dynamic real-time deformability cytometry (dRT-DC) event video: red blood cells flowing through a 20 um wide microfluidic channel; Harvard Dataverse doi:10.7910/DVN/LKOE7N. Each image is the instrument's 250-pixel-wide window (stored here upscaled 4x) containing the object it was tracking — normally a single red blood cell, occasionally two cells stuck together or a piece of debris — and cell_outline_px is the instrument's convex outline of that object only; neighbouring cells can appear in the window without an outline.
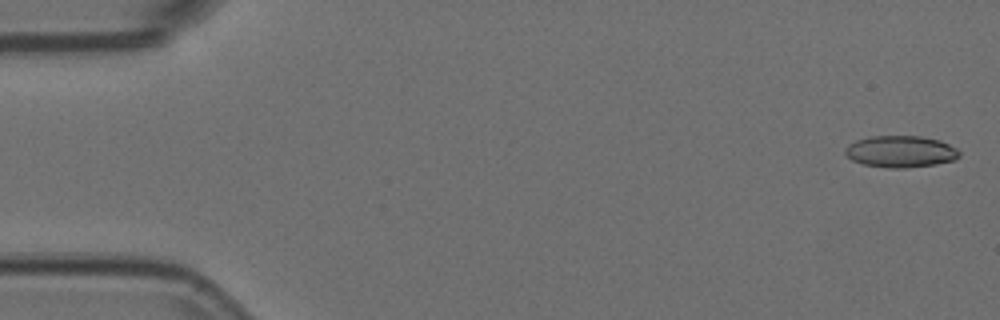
{"species": "Egyptian fruit bat (a non-hibernating species)", "species_latin": "Rousettus aegyptiacus", "temperature_condition": "room temperature", "stored_images_in_passage": 4, "camera_frame_rate_fps": 3000, "um_per_image_px": 0.085, "animal": {"sex": "female"}, "frame": {"image": 1, "passage_image": 1, "time_ms": 0.0, "image_size_px": [1000, 320], "cell_outline_px": [[960, 156], [956, 160], [936, 164], [904, 168], [888, 168], [864, 164], [852, 160], [844, 152], [844, 148], [848, 144], [856, 140], [868, 136], [920, 136], [940, 140], [956, 148], [960, 152]], "centroid_in_image_um": [76.55, 12.88], "position_along_channel_um": 8.4, "area_um2": 21.21}}
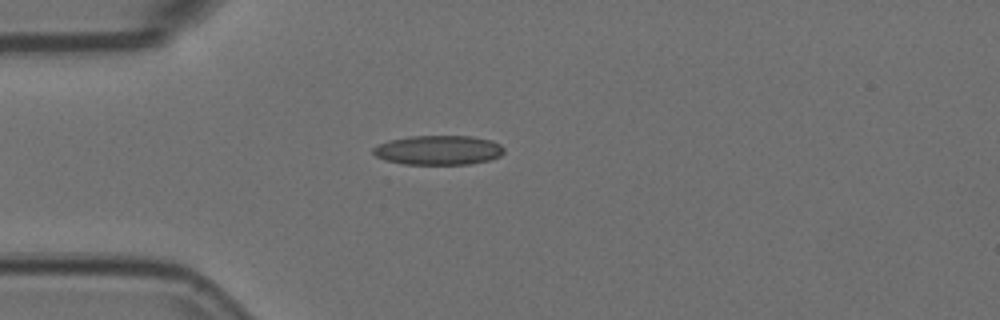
{"frame": {"image": 2, "passage_image": 4, "time_ms": 1.0, "image_size_px": [1000, 320], "cell_outline_px": [[504, 152], [500, 156], [488, 160], [468, 164], [404, 164], [384, 160], [376, 156], [372, 152], [372, 148], [388, 140], [412, 136], [472, 136], [492, 140], [500, 144], [504, 148]], "centroid_in_image_um": [37.26, 12.76], "position_along_channel_um": 47.7, "area_um2": 22.48}}